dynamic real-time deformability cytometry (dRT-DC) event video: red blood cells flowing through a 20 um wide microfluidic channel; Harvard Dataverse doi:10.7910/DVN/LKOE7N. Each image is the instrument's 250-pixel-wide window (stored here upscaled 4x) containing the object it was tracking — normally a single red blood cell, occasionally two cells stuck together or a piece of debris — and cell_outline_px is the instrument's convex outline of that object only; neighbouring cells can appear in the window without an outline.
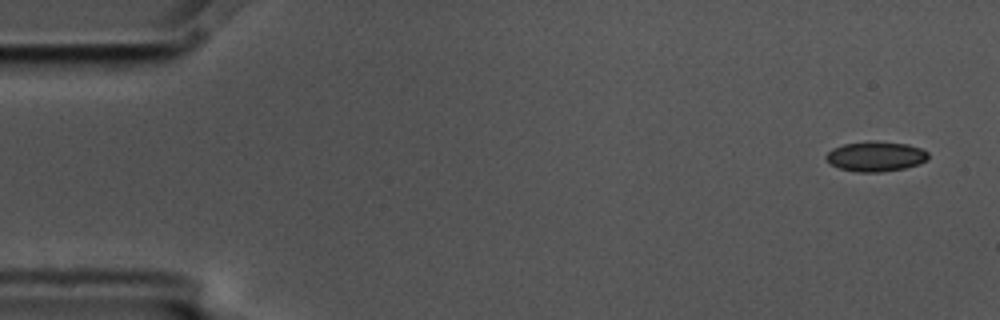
{"species": "common noctule bat (a hibernating species)", "species_latin": "Nyctalus noctula", "temperature_condition": "cold", "stored_images_in_passage": 5, "camera_frame_rate_fps": 3000, "um_per_image_px": 0.085, "animal": {"sex": "male", "body_mass_g": 17.5, "forearm_length_mm": 52.3}, "frame": {"image": 1, "passage_image": 1, "time_ms": 0.0, "image_size_px": [1000, 320], "cell_outline_px": [[928, 160], [920, 164], [904, 168], [880, 172], [856, 172], [840, 168], [832, 164], [824, 156], [832, 148], [844, 144], [868, 140], [876, 140], [908, 144], [920, 148], [928, 152]], "centroid_in_image_um": [74.45, 13.28], "position_along_channel_um": 10.5, "area_um2": 18.03}}
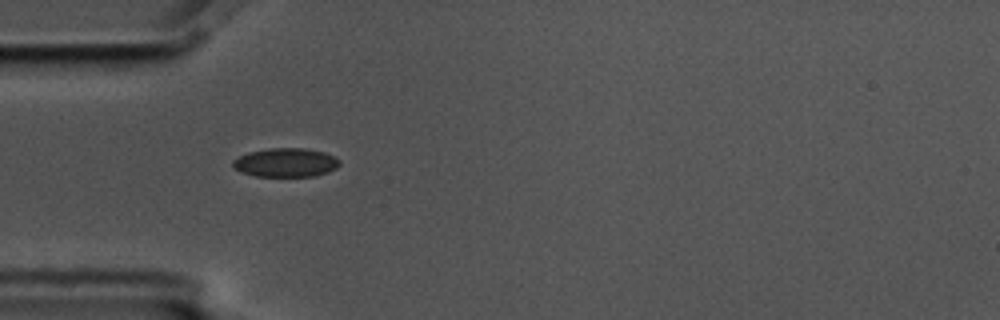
{"frame": {"image": 2, "passage_image": 4, "time_ms": 1.0, "image_size_px": [1000, 320], "cell_outline_px": [[340, 164], [336, 168], [328, 172], [316, 176], [256, 176], [240, 172], [232, 164], [232, 160], [248, 152], [268, 148], [304, 148], [324, 152], [336, 156], [340, 160]], "centroid_in_image_um": [24.31, 13.81], "position_along_channel_um": 60.7, "area_um2": 18.03}}